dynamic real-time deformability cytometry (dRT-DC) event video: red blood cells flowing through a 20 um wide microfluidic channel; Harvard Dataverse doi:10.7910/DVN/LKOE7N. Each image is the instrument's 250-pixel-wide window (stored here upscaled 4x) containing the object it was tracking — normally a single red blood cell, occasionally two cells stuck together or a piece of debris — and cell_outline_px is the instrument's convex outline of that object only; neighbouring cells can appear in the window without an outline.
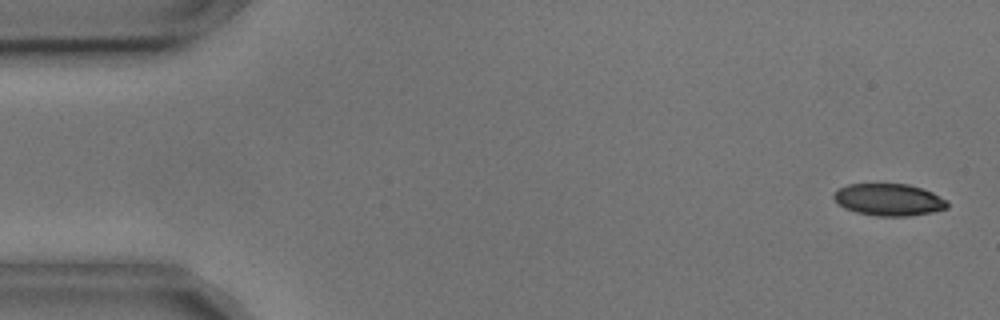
{"species": "common noctule bat (a hibernating species)", "species_latin": "Nyctalus noctula", "temperature_condition": "cold", "stored_images_in_passage": 5, "camera_frame_rate_fps": 3000, "um_per_image_px": 0.085, "animal": {"sex": "male", "body_mass_g": 17.9, "forearm_length_mm": 54.2}, "frame": {"image": 1, "passage_image": 1, "time_ms": 0.0, "image_size_px": [1000, 320], "cell_outline_px": [[948, 208], [932, 212], [908, 216], [876, 216], [856, 212], [844, 208], [836, 204], [832, 196], [840, 188], [848, 184], [908, 184], [932, 192], [948, 200]], "centroid_in_image_um": [75.54, 16.98], "position_along_channel_um": 9.5, "area_um2": 21.27}}